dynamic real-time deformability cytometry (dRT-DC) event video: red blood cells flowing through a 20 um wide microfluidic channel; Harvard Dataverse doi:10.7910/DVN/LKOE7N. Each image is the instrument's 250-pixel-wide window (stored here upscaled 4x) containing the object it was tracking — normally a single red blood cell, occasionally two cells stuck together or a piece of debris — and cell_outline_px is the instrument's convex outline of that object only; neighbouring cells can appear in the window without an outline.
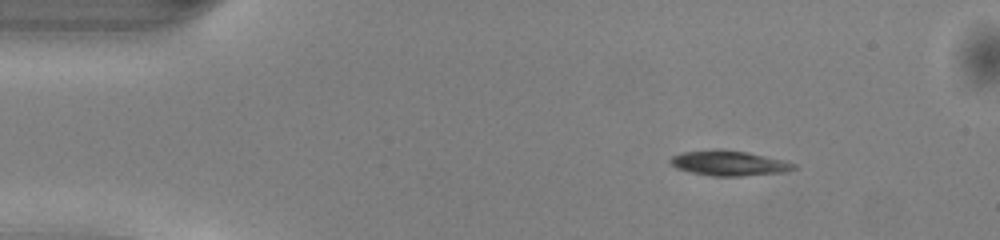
{"species": "common noctule bat (a hibernating species)", "species_latin": "Nyctalus noctula", "temperature_condition": "warm", "stored_images_in_passage": 44, "camera_frame_rate_fps": 3000, "um_per_image_px": 0.085, "animal": {"sex": "male", "body_mass_g": 13.0, "forearm_length_mm": 53.1}, "frame": {"image": 1, "passage_image": 1, "time_ms": 0.0, "image_size_px": [1000, 240], "cell_outline_px": [[796, 168], [788, 172], [740, 176], [712, 176], [692, 172], [676, 168], [668, 160], [672, 156], [684, 152], [716, 148], [724, 148], [748, 152], [784, 160], [796, 164]], "centroid_in_image_um": [61.99, 13.85], "position_along_channel_um": 23.0, "area_um2": 18.26}}
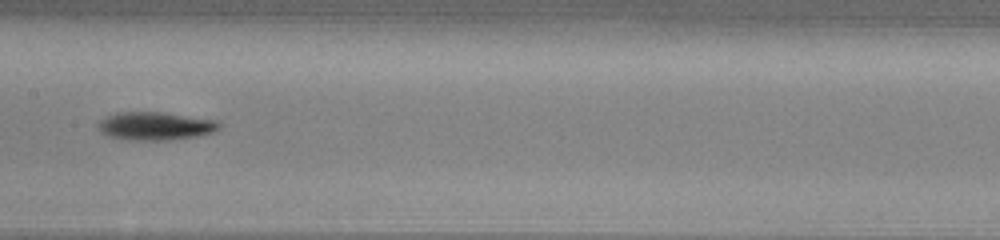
{"frame": {"image": 2, "passage_image": 19, "time_ms": 6.0, "image_size_px": [1000, 240], "cell_outline_px": [[220, 128], [212, 132], [196, 136], [168, 140], [128, 140], [112, 136], [100, 132], [96, 124], [100, 120], [116, 112], [160, 112], [216, 120], [220, 124]], "centroid_in_image_um": [13.17, 10.71], "position_along_channel_um": 194.2, "area_um2": 19.65}}
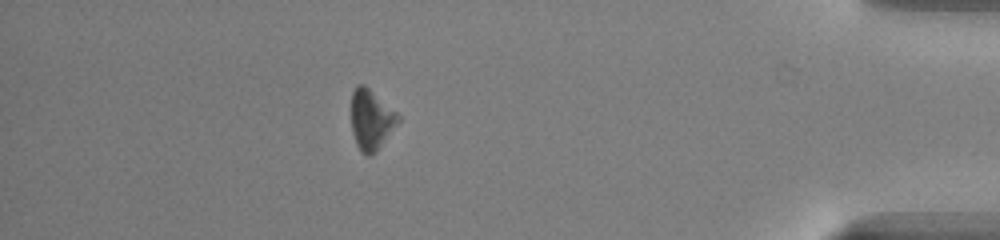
{"frame": {"image": 3, "passage_image": 38, "time_ms": 12.333, "image_size_px": [1000, 240], "cell_outline_px": [[400, 120], [376, 152], [368, 156], [360, 152], [356, 144], [352, 132], [352, 92], [356, 84], [364, 84], [396, 112], [400, 116]], "centroid_in_image_um": [31.53, 10.18], "position_along_channel_um": 403.7, "area_um2": 16.3}, "authors_computed_cell_mechanics": {"area_um2": 17.8313, "velocity_mm_per_s": 4.0865, "shape_relaxation_time_tau1_ms": 1.7961, "shape_relaxation_time_tau2_ms": null, "deformation_change_tau1": 0.098, "deformation_change_tau2": null}}